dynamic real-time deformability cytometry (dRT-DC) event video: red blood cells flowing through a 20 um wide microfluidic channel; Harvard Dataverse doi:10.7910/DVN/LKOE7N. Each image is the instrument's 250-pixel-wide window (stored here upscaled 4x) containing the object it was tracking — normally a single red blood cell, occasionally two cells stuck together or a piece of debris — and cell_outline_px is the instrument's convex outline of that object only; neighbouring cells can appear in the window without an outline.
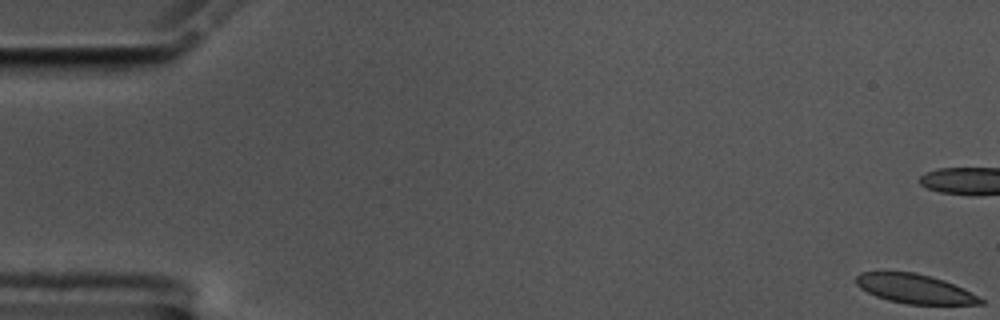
{"species": "common noctule bat (a hibernating species)", "species_latin": "Nyctalus noctula", "temperature_condition": "cold", "stored_images_in_passage": 59, "camera_frame_rate_fps": 3000, "um_per_image_px": 0.085, "animal": {"sex": "male", "body_mass_g": 17.5, "forearm_length_mm": 52.3}, "frame": {"image": 1, "passage_image": 1, "time_ms": 0.0, "image_size_px": [1000, 320], "cell_outline_px": [[984, 304], [908, 304], [888, 300], [876, 296], [860, 288], [856, 284], [856, 276], [860, 272], [916, 272], [944, 280], [964, 288], [984, 300]], "centroid_in_image_um": [77.75, 24.54], "position_along_channel_um": 7.2, "area_um2": 21.1}, "authors_computed_cell_mechanics": {"area_um2": 23.12, "velocity_mm_per_s": 3.5217, "shape_relaxation_time_tau1_ms": 8.2181, "shape_relaxation_time_tau2_ms": 1.5269, "deformation_change_tau1": 0.1728, "deformation_change_tau2": 0.0873}}